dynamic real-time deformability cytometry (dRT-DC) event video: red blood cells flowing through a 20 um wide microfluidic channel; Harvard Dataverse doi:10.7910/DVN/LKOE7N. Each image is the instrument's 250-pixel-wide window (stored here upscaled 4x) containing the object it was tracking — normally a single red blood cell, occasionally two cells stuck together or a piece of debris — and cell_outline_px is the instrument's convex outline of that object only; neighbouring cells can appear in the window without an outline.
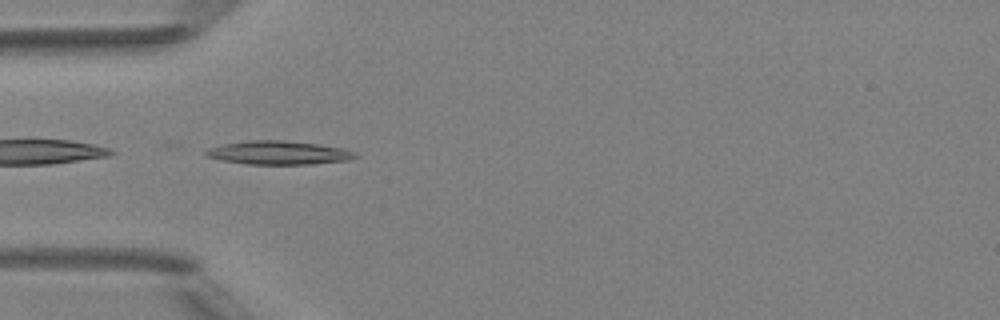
{"species": "Egyptian fruit bat (a non-hibernating species)", "species_latin": "Rousettus aegyptiacus", "temperature_condition": "room temperature", "stored_images_in_passage": 6, "camera_frame_rate_fps": 3000, "um_per_image_px": 0.085, "animal": {"sex": "female"}, "frame": {"image": 1, "passage_image": 5, "time_ms": 4.667, "image_size_px": [1000, 320], "cell_outline_px": [[360, 156], [348, 160], [308, 164], [248, 164], [224, 160], [204, 156], [204, 152], [208, 148], [224, 144], [248, 140], [284, 140], [316, 144], [344, 148], [356, 152]], "centroid_in_image_um": [23.69, 12.98], "position_along_channel_um": 61.3, "area_um2": 20.46}}
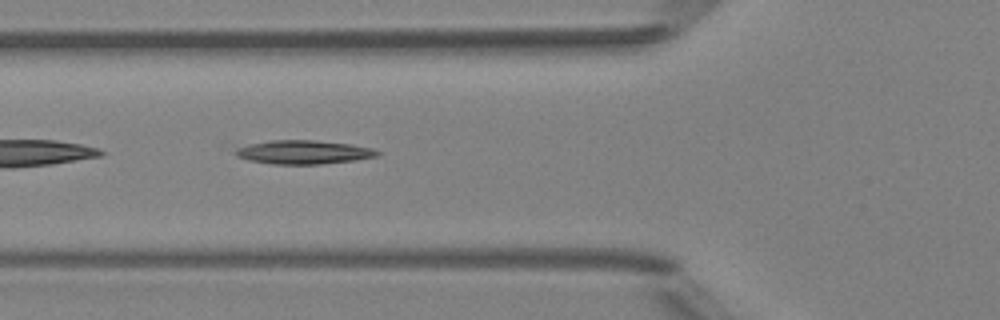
{"frame": {"image": 2, "passage_image": 6, "time_ms": 5.667, "image_size_px": [1000, 320], "cell_outline_px": [[380, 152], [376, 156], [356, 160], [320, 164], [272, 164], [248, 160], [236, 156], [232, 152], [236, 148], [248, 144], [272, 140], [312, 140], [352, 144], [372, 148]], "centroid_in_image_um": [25.76, 12.93], "position_along_channel_um": 100.0, "area_um2": 19.65}}